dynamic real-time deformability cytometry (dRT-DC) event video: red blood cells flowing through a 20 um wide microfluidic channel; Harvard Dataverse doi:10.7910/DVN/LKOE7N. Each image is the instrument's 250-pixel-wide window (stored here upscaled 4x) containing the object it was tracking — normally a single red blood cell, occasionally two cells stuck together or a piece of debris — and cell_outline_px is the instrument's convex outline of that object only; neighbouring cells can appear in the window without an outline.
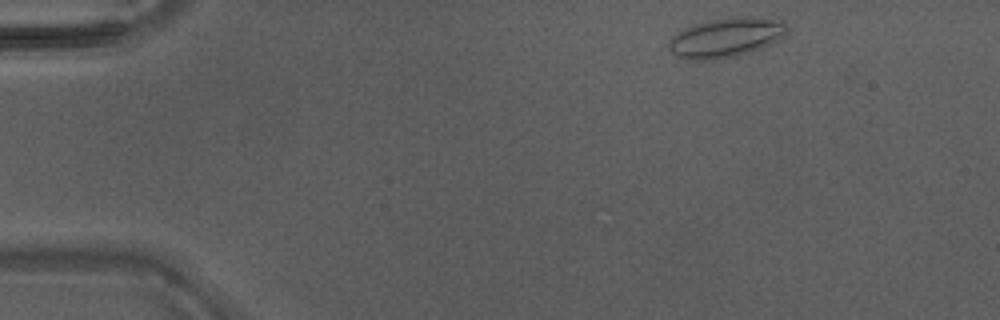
{"species": "Egyptian fruit bat (a non-hibernating species)", "species_latin": "Rousettus aegyptiacus", "temperature_condition": "warm", "stored_images_in_passage": 10, "camera_frame_rate_fps": 3000, "um_per_image_px": 0.085, "animal": {"sex": "male"}, "frame": {"image": 1, "passage_image": 2, "time_ms": 0.333, "image_size_px": [1000, 320], "cell_outline_px": [[788, 32], [776, 40], [768, 44], [748, 52], [716, 60], [688, 60], [676, 56], [668, 48], [668, 44], [672, 36], [692, 24], [708, 20], [736, 16], [744, 16], [784, 20], [788, 28]], "centroid_in_image_um": [61.68, 3.18], "position_along_channel_um": 23.3, "area_um2": 27.11}}